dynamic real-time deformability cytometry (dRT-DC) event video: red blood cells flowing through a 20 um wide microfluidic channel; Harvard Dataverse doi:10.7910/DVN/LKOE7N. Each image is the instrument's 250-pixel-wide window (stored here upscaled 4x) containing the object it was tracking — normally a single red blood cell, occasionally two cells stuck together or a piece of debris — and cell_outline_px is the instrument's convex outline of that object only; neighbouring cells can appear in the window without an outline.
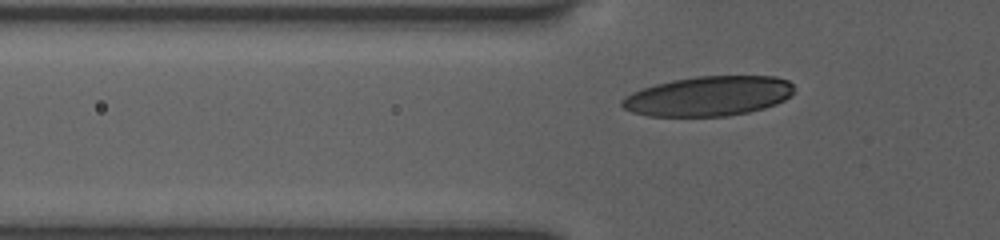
{"species": "human", "species_latin": "Homo sapiens", "temperature_condition": "room temperature", "stored_images_in_passage": 34, "camera_frame_rate_fps": 3000, "um_per_image_px": 0.085, "donor": {"sex": "female"}, "frame": {"image": 1, "passage_image": 6, "time_ms": 1.667, "image_size_px": [1000, 240], "cell_outline_px": [[796, 92], [784, 100], [764, 108], [748, 112], [724, 116], [648, 116], [632, 112], [624, 108], [620, 104], [620, 100], [624, 96], [640, 88], [672, 80], [696, 76], [776, 76], [788, 80], [792, 84]], "centroid_in_image_um": [60.21, 8.16], "position_along_channel_um": 65.6, "area_um2": 40.11}}
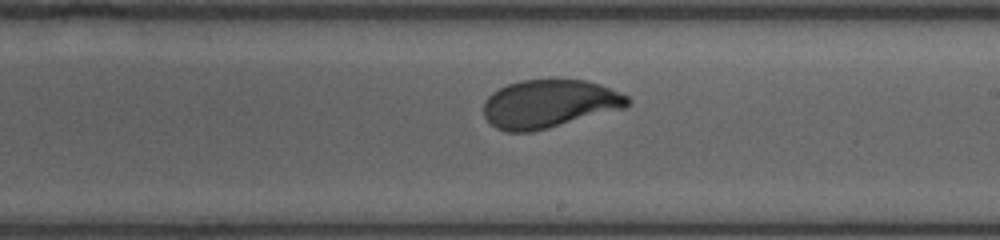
{"frame": {"image": 2, "passage_image": 20, "time_ms": 6.333, "image_size_px": [1000, 240], "cell_outline_px": [[628, 104], [624, 108], [532, 132], [508, 132], [496, 128], [484, 116], [484, 104], [488, 96], [492, 92], [508, 84], [520, 80], [588, 80], [600, 84], [620, 92], [628, 96]], "centroid_in_image_um": [46.66, 8.82], "position_along_channel_um": 242.3, "area_um2": 40.11}}
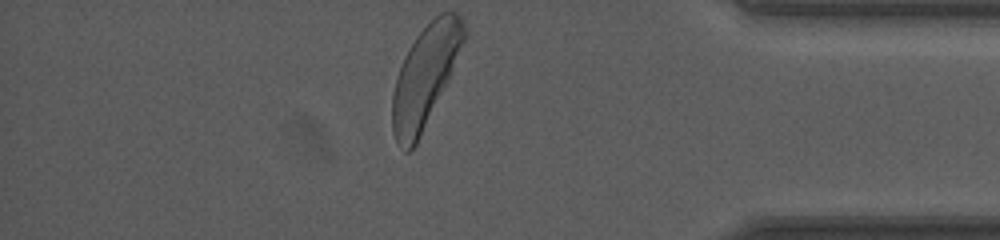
{"frame": {"image": 3, "passage_image": 34, "time_ms": 11.0, "image_size_px": [1000, 240], "cell_outline_px": [[468, 36], [448, 80], [416, 144], [408, 152], [404, 152], [400, 148], [392, 132], [392, 96], [396, 80], [404, 56], [416, 36], [440, 12], [456, 12], [460, 16], [464, 24]], "centroid_in_image_um": [36.15, 6.47], "position_along_channel_um": 399.1, "area_um2": 41.79}, "authors_computed_cell_mechanics": {"area_um2": 40.2866, "velocity_mm_per_s": 3.8822, "shape_relaxation_time_tau1_ms": 2.6085, "shape_relaxation_time_tau2_ms": null, "deformation_change_tau1": 0.1435, "deformation_change_tau2": null}}